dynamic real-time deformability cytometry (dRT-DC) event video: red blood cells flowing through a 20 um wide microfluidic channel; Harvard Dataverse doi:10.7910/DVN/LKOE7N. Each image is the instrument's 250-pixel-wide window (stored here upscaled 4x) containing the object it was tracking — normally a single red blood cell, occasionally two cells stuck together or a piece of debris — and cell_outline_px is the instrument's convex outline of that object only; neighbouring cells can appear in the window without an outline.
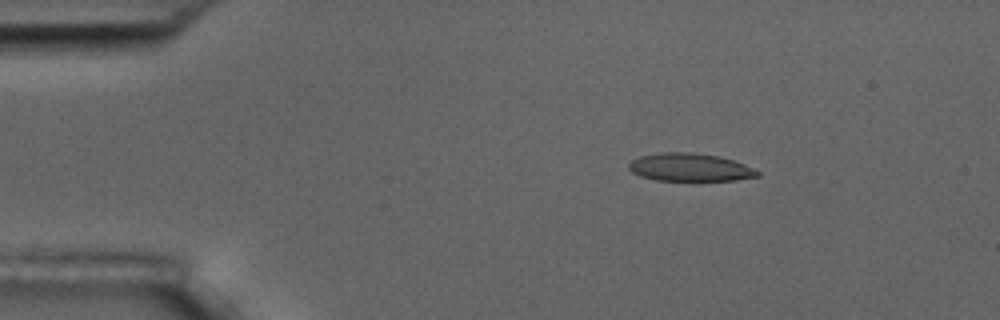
{"species": "common noctule bat (a hibernating species)", "species_latin": "Nyctalus noctula", "temperature_condition": "room temperature", "stored_images_in_passage": 4, "camera_frame_rate_fps": 3000, "um_per_image_px": 0.085, "animal": {"sex": "male", "body_mass_g": 17.5, "forearm_length_mm": 52.3}, "frame": {"image": 1, "passage_image": 2, "time_ms": 1.333, "image_size_px": [1000, 320], "cell_outline_px": [[760, 176], [736, 180], [696, 184], [656, 180], [640, 176], [632, 172], [628, 168], [628, 164], [632, 160], [640, 156], [660, 152], [688, 152], [716, 156], [732, 160], [744, 164], [760, 172]], "centroid_in_image_um": [58.65, 14.29], "position_along_channel_um": 26.4, "area_um2": 21.91}}